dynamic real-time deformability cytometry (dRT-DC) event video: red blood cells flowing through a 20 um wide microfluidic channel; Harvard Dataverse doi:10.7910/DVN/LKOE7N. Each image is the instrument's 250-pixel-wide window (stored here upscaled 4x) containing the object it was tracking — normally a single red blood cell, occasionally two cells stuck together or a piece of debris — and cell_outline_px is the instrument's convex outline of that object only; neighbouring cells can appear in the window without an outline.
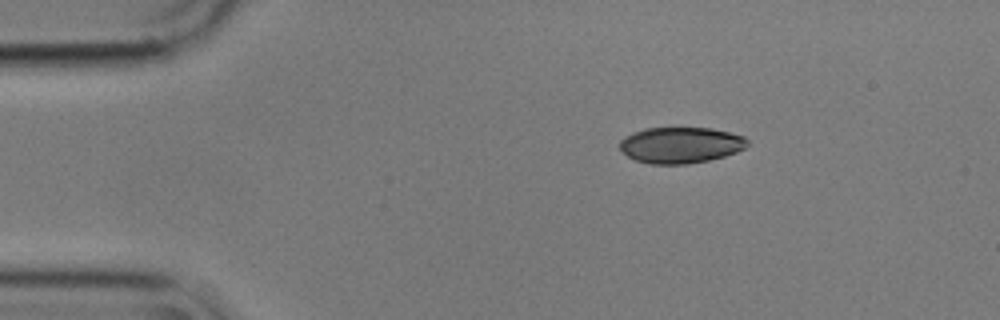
{"species": "common noctule bat (a hibernating species)", "species_latin": "Nyctalus noctula", "temperature_condition": "cold", "stored_images_in_passage": 3, "camera_frame_rate_fps": 3000, "um_per_image_px": 0.085, "animal": {"sex": "male", "body_mass_g": 17.9}, "frame": {"image": 1, "passage_image": 1, "time_ms": 0.0, "image_size_px": [1000, 320], "cell_outline_px": [[748, 144], [744, 148], [736, 152], [724, 156], [708, 160], [688, 164], [648, 164], [636, 160], [628, 156], [620, 148], [620, 140], [624, 136], [632, 132], [644, 128], [712, 128], [744, 136], [748, 140]], "centroid_in_image_um": [57.84, 12.33], "position_along_channel_um": 27.2, "area_um2": 26.88}}
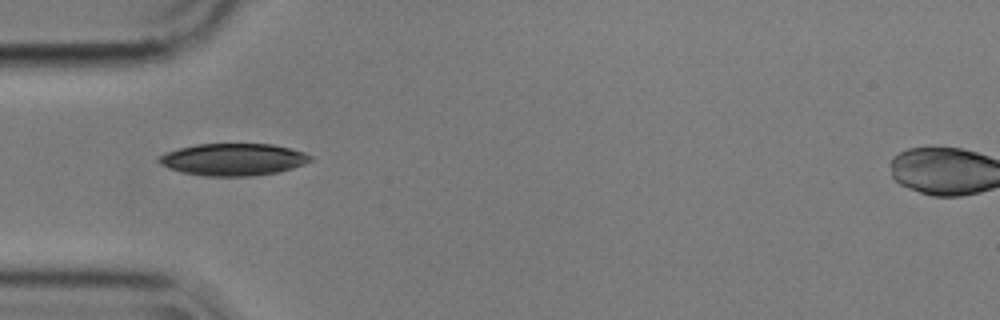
{"frame": {"image": 2, "passage_image": 3, "time_ms": 0.667, "image_size_px": [1000, 320], "cell_outline_px": [[312, 160], [304, 164], [280, 172], [252, 176], [204, 176], [184, 172], [168, 168], [160, 164], [156, 160], [156, 156], [180, 148], [196, 144], [272, 144], [304, 152], [312, 156]], "centroid_in_image_um": [19.81, 13.56], "position_along_channel_um": 65.2, "area_um2": 28.38}}